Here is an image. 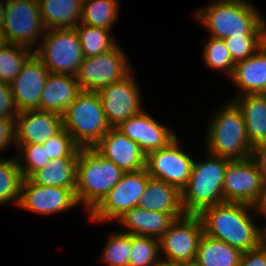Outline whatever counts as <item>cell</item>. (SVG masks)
<instances>
[{
	"label": "cell",
	"mask_w": 266,
	"mask_h": 266,
	"mask_svg": "<svg viewBox=\"0 0 266 266\" xmlns=\"http://www.w3.org/2000/svg\"><path fill=\"white\" fill-rule=\"evenodd\" d=\"M251 209V205L233 202L207 207L199 214L204 234L242 252L258 247L265 241L266 230L255 225Z\"/></svg>",
	"instance_id": "cell-1"
},
{
	"label": "cell",
	"mask_w": 266,
	"mask_h": 266,
	"mask_svg": "<svg viewBox=\"0 0 266 266\" xmlns=\"http://www.w3.org/2000/svg\"><path fill=\"white\" fill-rule=\"evenodd\" d=\"M196 17L211 37L266 36V20L246 0H217L199 9Z\"/></svg>",
	"instance_id": "cell-2"
},
{
	"label": "cell",
	"mask_w": 266,
	"mask_h": 266,
	"mask_svg": "<svg viewBox=\"0 0 266 266\" xmlns=\"http://www.w3.org/2000/svg\"><path fill=\"white\" fill-rule=\"evenodd\" d=\"M125 172L94 148H81L76 173L78 203L90 213L119 182Z\"/></svg>",
	"instance_id": "cell-3"
},
{
	"label": "cell",
	"mask_w": 266,
	"mask_h": 266,
	"mask_svg": "<svg viewBox=\"0 0 266 266\" xmlns=\"http://www.w3.org/2000/svg\"><path fill=\"white\" fill-rule=\"evenodd\" d=\"M207 156L205 161H194L188 184L181 191L185 214L199 215L207 207L225 202L223 181L231 159L211 153Z\"/></svg>",
	"instance_id": "cell-4"
},
{
	"label": "cell",
	"mask_w": 266,
	"mask_h": 266,
	"mask_svg": "<svg viewBox=\"0 0 266 266\" xmlns=\"http://www.w3.org/2000/svg\"><path fill=\"white\" fill-rule=\"evenodd\" d=\"M206 135V152L231 160L251 157L249 142L241 110L230 99L228 104L212 112Z\"/></svg>",
	"instance_id": "cell-5"
},
{
	"label": "cell",
	"mask_w": 266,
	"mask_h": 266,
	"mask_svg": "<svg viewBox=\"0 0 266 266\" xmlns=\"http://www.w3.org/2000/svg\"><path fill=\"white\" fill-rule=\"evenodd\" d=\"M62 118L63 128L79 148H93L111 128L98 92L82 91Z\"/></svg>",
	"instance_id": "cell-6"
},
{
	"label": "cell",
	"mask_w": 266,
	"mask_h": 266,
	"mask_svg": "<svg viewBox=\"0 0 266 266\" xmlns=\"http://www.w3.org/2000/svg\"><path fill=\"white\" fill-rule=\"evenodd\" d=\"M34 54L50 73L76 75L84 59L75 28L49 29Z\"/></svg>",
	"instance_id": "cell-7"
},
{
	"label": "cell",
	"mask_w": 266,
	"mask_h": 266,
	"mask_svg": "<svg viewBox=\"0 0 266 266\" xmlns=\"http://www.w3.org/2000/svg\"><path fill=\"white\" fill-rule=\"evenodd\" d=\"M46 32L38 0H6V11L1 34L5 43L33 50L39 37ZM41 35V36H40Z\"/></svg>",
	"instance_id": "cell-8"
},
{
	"label": "cell",
	"mask_w": 266,
	"mask_h": 266,
	"mask_svg": "<svg viewBox=\"0 0 266 266\" xmlns=\"http://www.w3.org/2000/svg\"><path fill=\"white\" fill-rule=\"evenodd\" d=\"M150 178L145 168L125 172L104 199L88 213L91 222L120 219L127 211L138 205Z\"/></svg>",
	"instance_id": "cell-9"
},
{
	"label": "cell",
	"mask_w": 266,
	"mask_h": 266,
	"mask_svg": "<svg viewBox=\"0 0 266 266\" xmlns=\"http://www.w3.org/2000/svg\"><path fill=\"white\" fill-rule=\"evenodd\" d=\"M118 46L94 57H84L75 75L82 91L98 92L106 85L123 80L132 72L128 56Z\"/></svg>",
	"instance_id": "cell-10"
},
{
	"label": "cell",
	"mask_w": 266,
	"mask_h": 266,
	"mask_svg": "<svg viewBox=\"0 0 266 266\" xmlns=\"http://www.w3.org/2000/svg\"><path fill=\"white\" fill-rule=\"evenodd\" d=\"M203 234L204 228L199 215L185 214L177 218L159 239L160 255L162 253L165 256L161 261L176 265L195 260Z\"/></svg>",
	"instance_id": "cell-11"
},
{
	"label": "cell",
	"mask_w": 266,
	"mask_h": 266,
	"mask_svg": "<svg viewBox=\"0 0 266 266\" xmlns=\"http://www.w3.org/2000/svg\"><path fill=\"white\" fill-rule=\"evenodd\" d=\"M178 145L176 138L167 147L147 154L145 169L151 178L174 185L182 191L188 184L195 159Z\"/></svg>",
	"instance_id": "cell-12"
},
{
	"label": "cell",
	"mask_w": 266,
	"mask_h": 266,
	"mask_svg": "<svg viewBox=\"0 0 266 266\" xmlns=\"http://www.w3.org/2000/svg\"><path fill=\"white\" fill-rule=\"evenodd\" d=\"M133 73L135 71L123 80L106 85L98 91L103 111L111 127H117L142 111V96Z\"/></svg>",
	"instance_id": "cell-13"
},
{
	"label": "cell",
	"mask_w": 266,
	"mask_h": 266,
	"mask_svg": "<svg viewBox=\"0 0 266 266\" xmlns=\"http://www.w3.org/2000/svg\"><path fill=\"white\" fill-rule=\"evenodd\" d=\"M263 180L251 157L230 160L223 181L224 201L252 205L258 197Z\"/></svg>",
	"instance_id": "cell-14"
},
{
	"label": "cell",
	"mask_w": 266,
	"mask_h": 266,
	"mask_svg": "<svg viewBox=\"0 0 266 266\" xmlns=\"http://www.w3.org/2000/svg\"><path fill=\"white\" fill-rule=\"evenodd\" d=\"M75 191L64 187L37 185L24 178L18 207L38 214L52 215L78 205Z\"/></svg>",
	"instance_id": "cell-15"
},
{
	"label": "cell",
	"mask_w": 266,
	"mask_h": 266,
	"mask_svg": "<svg viewBox=\"0 0 266 266\" xmlns=\"http://www.w3.org/2000/svg\"><path fill=\"white\" fill-rule=\"evenodd\" d=\"M116 128L135 141L146 155L167 147L177 138L171 128L160 124L144 110L121 122Z\"/></svg>",
	"instance_id": "cell-16"
},
{
	"label": "cell",
	"mask_w": 266,
	"mask_h": 266,
	"mask_svg": "<svg viewBox=\"0 0 266 266\" xmlns=\"http://www.w3.org/2000/svg\"><path fill=\"white\" fill-rule=\"evenodd\" d=\"M50 71L33 54L10 83L11 92L19 112L40 110V96Z\"/></svg>",
	"instance_id": "cell-17"
},
{
	"label": "cell",
	"mask_w": 266,
	"mask_h": 266,
	"mask_svg": "<svg viewBox=\"0 0 266 266\" xmlns=\"http://www.w3.org/2000/svg\"><path fill=\"white\" fill-rule=\"evenodd\" d=\"M93 148L124 172L145 168L146 154L116 127H111Z\"/></svg>",
	"instance_id": "cell-18"
},
{
	"label": "cell",
	"mask_w": 266,
	"mask_h": 266,
	"mask_svg": "<svg viewBox=\"0 0 266 266\" xmlns=\"http://www.w3.org/2000/svg\"><path fill=\"white\" fill-rule=\"evenodd\" d=\"M63 129L62 115L44 110H26L15 118L16 144H43Z\"/></svg>",
	"instance_id": "cell-19"
},
{
	"label": "cell",
	"mask_w": 266,
	"mask_h": 266,
	"mask_svg": "<svg viewBox=\"0 0 266 266\" xmlns=\"http://www.w3.org/2000/svg\"><path fill=\"white\" fill-rule=\"evenodd\" d=\"M185 214H169L166 212L147 211L138 206L127 211L116 222L120 223L124 233L151 236L160 239L171 224Z\"/></svg>",
	"instance_id": "cell-20"
},
{
	"label": "cell",
	"mask_w": 266,
	"mask_h": 266,
	"mask_svg": "<svg viewBox=\"0 0 266 266\" xmlns=\"http://www.w3.org/2000/svg\"><path fill=\"white\" fill-rule=\"evenodd\" d=\"M238 95L266 94V42L250 57L235 63L230 77Z\"/></svg>",
	"instance_id": "cell-21"
},
{
	"label": "cell",
	"mask_w": 266,
	"mask_h": 266,
	"mask_svg": "<svg viewBox=\"0 0 266 266\" xmlns=\"http://www.w3.org/2000/svg\"><path fill=\"white\" fill-rule=\"evenodd\" d=\"M81 92L75 75L50 73L40 96V110L63 115Z\"/></svg>",
	"instance_id": "cell-22"
},
{
	"label": "cell",
	"mask_w": 266,
	"mask_h": 266,
	"mask_svg": "<svg viewBox=\"0 0 266 266\" xmlns=\"http://www.w3.org/2000/svg\"><path fill=\"white\" fill-rule=\"evenodd\" d=\"M147 211L185 214L182 206V192L174 185L150 178L137 205Z\"/></svg>",
	"instance_id": "cell-23"
},
{
	"label": "cell",
	"mask_w": 266,
	"mask_h": 266,
	"mask_svg": "<svg viewBox=\"0 0 266 266\" xmlns=\"http://www.w3.org/2000/svg\"><path fill=\"white\" fill-rule=\"evenodd\" d=\"M232 101L242 112L251 146L266 143V94H244Z\"/></svg>",
	"instance_id": "cell-24"
},
{
	"label": "cell",
	"mask_w": 266,
	"mask_h": 266,
	"mask_svg": "<svg viewBox=\"0 0 266 266\" xmlns=\"http://www.w3.org/2000/svg\"><path fill=\"white\" fill-rule=\"evenodd\" d=\"M46 30L75 28L82 16V0H38Z\"/></svg>",
	"instance_id": "cell-25"
},
{
	"label": "cell",
	"mask_w": 266,
	"mask_h": 266,
	"mask_svg": "<svg viewBox=\"0 0 266 266\" xmlns=\"http://www.w3.org/2000/svg\"><path fill=\"white\" fill-rule=\"evenodd\" d=\"M78 158H58L33 172L28 178L37 185L76 190Z\"/></svg>",
	"instance_id": "cell-26"
},
{
	"label": "cell",
	"mask_w": 266,
	"mask_h": 266,
	"mask_svg": "<svg viewBox=\"0 0 266 266\" xmlns=\"http://www.w3.org/2000/svg\"><path fill=\"white\" fill-rule=\"evenodd\" d=\"M241 255L240 249L203 234L195 260L201 266H239Z\"/></svg>",
	"instance_id": "cell-27"
},
{
	"label": "cell",
	"mask_w": 266,
	"mask_h": 266,
	"mask_svg": "<svg viewBox=\"0 0 266 266\" xmlns=\"http://www.w3.org/2000/svg\"><path fill=\"white\" fill-rule=\"evenodd\" d=\"M118 4L117 0H82L80 23L111 31L119 19Z\"/></svg>",
	"instance_id": "cell-28"
},
{
	"label": "cell",
	"mask_w": 266,
	"mask_h": 266,
	"mask_svg": "<svg viewBox=\"0 0 266 266\" xmlns=\"http://www.w3.org/2000/svg\"><path fill=\"white\" fill-rule=\"evenodd\" d=\"M23 175L16 157H0V206L9 202L19 205Z\"/></svg>",
	"instance_id": "cell-29"
},
{
	"label": "cell",
	"mask_w": 266,
	"mask_h": 266,
	"mask_svg": "<svg viewBox=\"0 0 266 266\" xmlns=\"http://www.w3.org/2000/svg\"><path fill=\"white\" fill-rule=\"evenodd\" d=\"M78 33L84 57H94L112 50L116 40L107 29L97 28L79 23L75 27Z\"/></svg>",
	"instance_id": "cell-30"
},
{
	"label": "cell",
	"mask_w": 266,
	"mask_h": 266,
	"mask_svg": "<svg viewBox=\"0 0 266 266\" xmlns=\"http://www.w3.org/2000/svg\"><path fill=\"white\" fill-rule=\"evenodd\" d=\"M33 54L28 47L4 43L0 47V81L10 84Z\"/></svg>",
	"instance_id": "cell-31"
},
{
	"label": "cell",
	"mask_w": 266,
	"mask_h": 266,
	"mask_svg": "<svg viewBox=\"0 0 266 266\" xmlns=\"http://www.w3.org/2000/svg\"><path fill=\"white\" fill-rule=\"evenodd\" d=\"M159 239L132 234L128 266H157L161 261Z\"/></svg>",
	"instance_id": "cell-32"
},
{
	"label": "cell",
	"mask_w": 266,
	"mask_h": 266,
	"mask_svg": "<svg viewBox=\"0 0 266 266\" xmlns=\"http://www.w3.org/2000/svg\"><path fill=\"white\" fill-rule=\"evenodd\" d=\"M203 62L212 70L225 72L229 78L234 71L235 63L227 49L224 39L209 37L203 48Z\"/></svg>",
	"instance_id": "cell-33"
},
{
	"label": "cell",
	"mask_w": 266,
	"mask_h": 266,
	"mask_svg": "<svg viewBox=\"0 0 266 266\" xmlns=\"http://www.w3.org/2000/svg\"><path fill=\"white\" fill-rule=\"evenodd\" d=\"M104 244L102 260L108 266H128L132 248V234L122 231L110 235Z\"/></svg>",
	"instance_id": "cell-34"
},
{
	"label": "cell",
	"mask_w": 266,
	"mask_h": 266,
	"mask_svg": "<svg viewBox=\"0 0 266 266\" xmlns=\"http://www.w3.org/2000/svg\"><path fill=\"white\" fill-rule=\"evenodd\" d=\"M21 154L16 157L23 178H28L36 170L46 166L50 161L43 144H16ZM24 158V159H23Z\"/></svg>",
	"instance_id": "cell-35"
},
{
	"label": "cell",
	"mask_w": 266,
	"mask_h": 266,
	"mask_svg": "<svg viewBox=\"0 0 266 266\" xmlns=\"http://www.w3.org/2000/svg\"><path fill=\"white\" fill-rule=\"evenodd\" d=\"M224 42L236 63L252 56L266 42V36H234L225 38Z\"/></svg>",
	"instance_id": "cell-36"
},
{
	"label": "cell",
	"mask_w": 266,
	"mask_h": 266,
	"mask_svg": "<svg viewBox=\"0 0 266 266\" xmlns=\"http://www.w3.org/2000/svg\"><path fill=\"white\" fill-rule=\"evenodd\" d=\"M51 160L58 158H78L79 148L73 141L72 136L63 128L59 133L43 143Z\"/></svg>",
	"instance_id": "cell-37"
},
{
	"label": "cell",
	"mask_w": 266,
	"mask_h": 266,
	"mask_svg": "<svg viewBox=\"0 0 266 266\" xmlns=\"http://www.w3.org/2000/svg\"><path fill=\"white\" fill-rule=\"evenodd\" d=\"M18 113L10 84L0 81V119H15Z\"/></svg>",
	"instance_id": "cell-38"
},
{
	"label": "cell",
	"mask_w": 266,
	"mask_h": 266,
	"mask_svg": "<svg viewBox=\"0 0 266 266\" xmlns=\"http://www.w3.org/2000/svg\"><path fill=\"white\" fill-rule=\"evenodd\" d=\"M239 266H266V240L258 247L242 252Z\"/></svg>",
	"instance_id": "cell-39"
},
{
	"label": "cell",
	"mask_w": 266,
	"mask_h": 266,
	"mask_svg": "<svg viewBox=\"0 0 266 266\" xmlns=\"http://www.w3.org/2000/svg\"><path fill=\"white\" fill-rule=\"evenodd\" d=\"M11 143H16L15 119H0V151L9 147Z\"/></svg>",
	"instance_id": "cell-40"
},
{
	"label": "cell",
	"mask_w": 266,
	"mask_h": 266,
	"mask_svg": "<svg viewBox=\"0 0 266 266\" xmlns=\"http://www.w3.org/2000/svg\"><path fill=\"white\" fill-rule=\"evenodd\" d=\"M251 158L256 163L264 180H266V143H258L252 148Z\"/></svg>",
	"instance_id": "cell-41"
},
{
	"label": "cell",
	"mask_w": 266,
	"mask_h": 266,
	"mask_svg": "<svg viewBox=\"0 0 266 266\" xmlns=\"http://www.w3.org/2000/svg\"><path fill=\"white\" fill-rule=\"evenodd\" d=\"M251 206L252 211L261 213L266 218V180H263L258 197Z\"/></svg>",
	"instance_id": "cell-42"
},
{
	"label": "cell",
	"mask_w": 266,
	"mask_h": 266,
	"mask_svg": "<svg viewBox=\"0 0 266 266\" xmlns=\"http://www.w3.org/2000/svg\"><path fill=\"white\" fill-rule=\"evenodd\" d=\"M5 11H6V0L4 1L0 0V31L4 23Z\"/></svg>",
	"instance_id": "cell-43"
},
{
	"label": "cell",
	"mask_w": 266,
	"mask_h": 266,
	"mask_svg": "<svg viewBox=\"0 0 266 266\" xmlns=\"http://www.w3.org/2000/svg\"><path fill=\"white\" fill-rule=\"evenodd\" d=\"M174 266H201V265L196 260H193V261L181 262Z\"/></svg>",
	"instance_id": "cell-44"
},
{
	"label": "cell",
	"mask_w": 266,
	"mask_h": 266,
	"mask_svg": "<svg viewBox=\"0 0 266 266\" xmlns=\"http://www.w3.org/2000/svg\"><path fill=\"white\" fill-rule=\"evenodd\" d=\"M5 43V40L3 38V35L0 32V47H2V45Z\"/></svg>",
	"instance_id": "cell-45"
},
{
	"label": "cell",
	"mask_w": 266,
	"mask_h": 266,
	"mask_svg": "<svg viewBox=\"0 0 266 266\" xmlns=\"http://www.w3.org/2000/svg\"><path fill=\"white\" fill-rule=\"evenodd\" d=\"M157 266H174V265L166 264V263L161 262V263H160L159 265H157Z\"/></svg>",
	"instance_id": "cell-46"
}]
</instances>
